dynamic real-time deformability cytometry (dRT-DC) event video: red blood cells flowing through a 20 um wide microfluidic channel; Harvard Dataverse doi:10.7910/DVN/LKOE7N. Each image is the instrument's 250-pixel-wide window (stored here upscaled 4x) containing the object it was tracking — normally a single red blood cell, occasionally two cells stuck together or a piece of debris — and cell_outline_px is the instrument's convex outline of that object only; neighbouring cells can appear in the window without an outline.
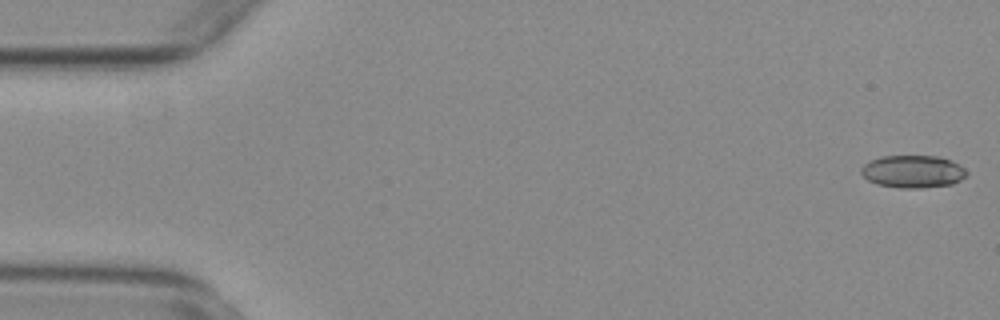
{"species": "common noctule bat (a hibernating species)", "species_latin": "Nyctalus noctula", "temperature_condition": "warm", "stored_images_in_passage": 55, "camera_frame_rate_fps": 3000, "um_per_image_px": 0.085, "animal": {"sex": "female", "body_mass_g": 29.2, "forearm_length_mm": 56.3}, "frame": {"image": 1, "passage_image": 1, "time_ms": 0.0, "image_size_px": [1000, 320], "cell_outline_px": [[968, 172], [960, 180], [952, 184], [924, 188], [900, 188], [880, 184], [868, 180], [860, 172], [860, 168], [864, 164], [872, 160], [884, 156], [940, 156], [952, 160], [960, 164]], "centroid_in_image_um": [77.63, 14.57], "position_along_channel_um": 7.4, "area_um2": 20.0}}
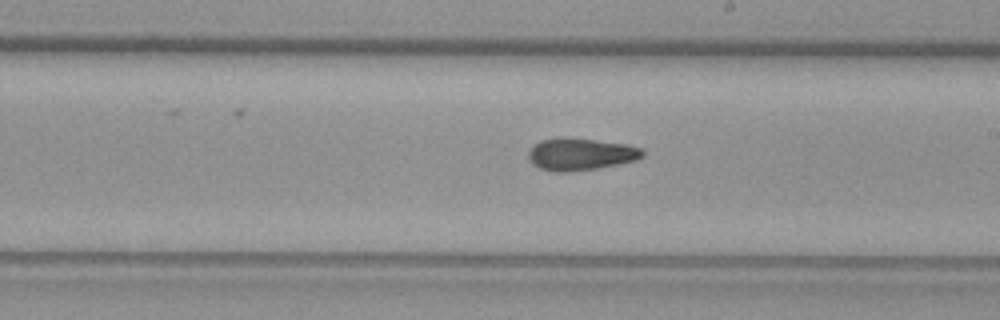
{"frame": {"image": 2, "passage_image": 31, "time_ms": 10.0, "image_size_px": [1000, 320], "cell_outline_px": [[644, 156], [636, 160], [596, 168], [568, 172], [552, 172], [540, 168], [532, 164], [528, 160], [528, 152], [532, 144], [540, 140], [556, 136], [560, 136], [628, 144], [640, 148], [644, 152]], "centroid_in_image_um": [49.27, 13.09], "position_along_channel_um": 239.7, "area_um2": 21.68}}
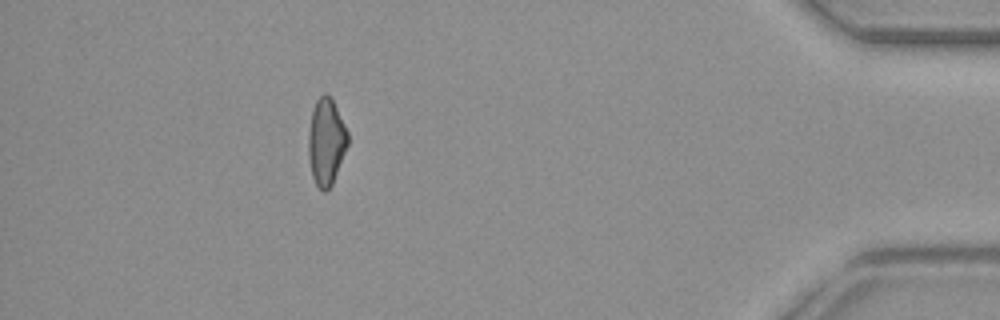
{"frame": {"image": 3, "passage_image": 49, "time_ms": 16.0, "image_size_px": [1000, 320], "cell_outline_px": [[348, 144], [332, 184], [324, 192], [316, 184], [312, 176], [308, 160], [308, 136], [312, 108], [316, 100], [324, 92], [332, 100], [348, 132]], "centroid_in_image_um": [27.7, 12.05], "position_along_channel_um": 407.5, "area_um2": 19.71}, "authors_computed_cell_mechanics": {"area_um2": 20.5768, "velocity_mm_per_s": 3.7649, "shape_relaxation_time_tau1_ms": null, "shape_relaxation_time_tau2_ms": 3.2634, "deformation_change_tau1": null, "deformation_change_tau2": 0.0945}}